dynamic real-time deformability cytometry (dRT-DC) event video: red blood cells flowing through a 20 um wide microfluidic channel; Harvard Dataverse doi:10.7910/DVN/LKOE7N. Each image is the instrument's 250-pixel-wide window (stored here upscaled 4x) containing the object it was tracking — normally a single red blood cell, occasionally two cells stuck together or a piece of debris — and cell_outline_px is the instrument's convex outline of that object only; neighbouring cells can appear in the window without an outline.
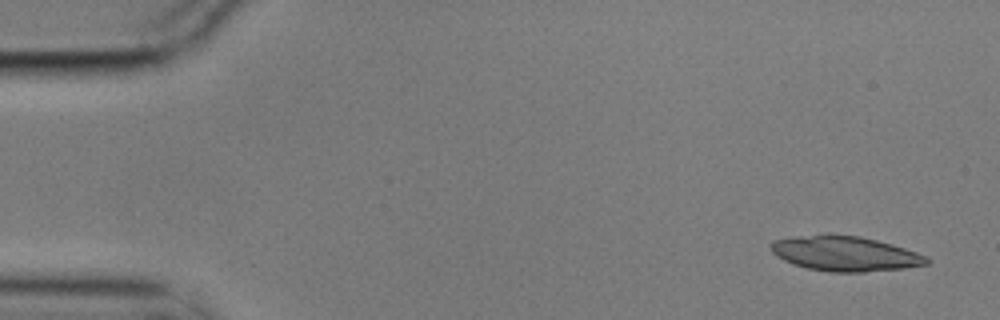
{"species": "common noctule bat (a hibernating species)", "species_latin": "Nyctalus noctula", "temperature_condition": "cold", "stored_images_in_passage": 4, "camera_frame_rate_fps": 3000, "um_per_image_px": 0.085, "animal": {"sex": "male", "body_mass_g": 17.9}, "frame": {"image": 1, "passage_image": 1, "time_ms": 0.0, "image_size_px": [1000, 320], "cell_outline_px": [[932, 260], [928, 264], [904, 268], [864, 272], [828, 272], [808, 268], [792, 264], [776, 256], [772, 252], [772, 240], [800, 236], [860, 236], [892, 244], [928, 256]], "centroid_in_image_um": [71.88, 21.59], "position_along_channel_um": 13.1, "area_um2": 31.21}}